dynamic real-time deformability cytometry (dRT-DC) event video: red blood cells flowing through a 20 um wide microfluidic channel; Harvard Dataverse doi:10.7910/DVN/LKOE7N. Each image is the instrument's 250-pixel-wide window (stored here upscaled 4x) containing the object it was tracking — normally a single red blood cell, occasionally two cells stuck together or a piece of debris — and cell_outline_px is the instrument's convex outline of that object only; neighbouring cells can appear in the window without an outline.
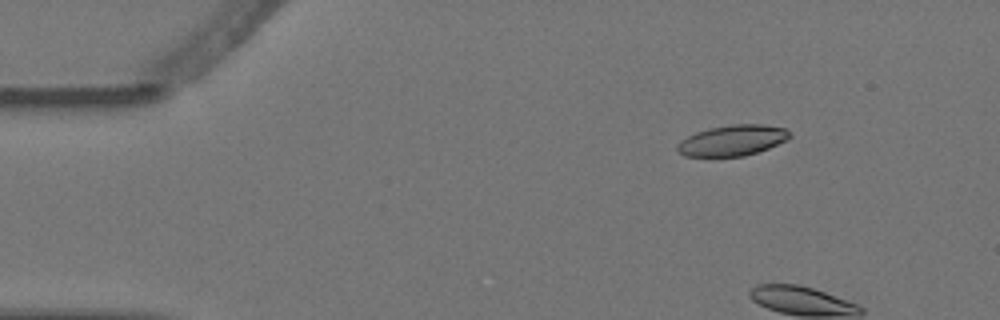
{"species": "Egyptian fruit bat (a non-hibernating species)", "species_latin": "Rousettus aegyptiacus", "temperature_condition": "warm", "stored_images_in_passage": 4, "camera_frame_rate_fps": 3000, "um_per_image_px": 0.085, "animal": {"sex": "female"}, "frame": {"image": 1, "passage_image": 1, "time_ms": 0.0, "image_size_px": [1000, 320], "cell_outline_px": [[792, 136], [788, 140], [768, 148], [744, 156], [684, 156], [676, 148], [676, 144], [680, 140], [696, 132], [708, 128], [732, 124], [764, 124], [784, 128]], "centroid_in_image_um": [62.25, 11.92], "position_along_channel_um": 22.7, "area_um2": 20.11}}
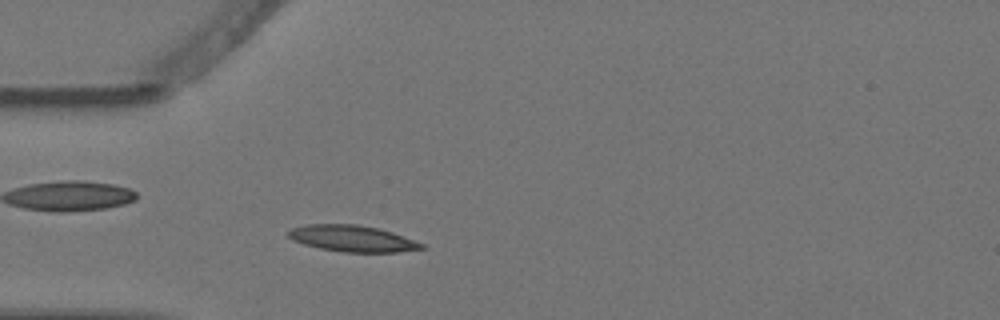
{"frame": {"image": 2, "passage_image": 4, "time_ms": 1.0, "image_size_px": [1000, 320], "cell_outline_px": [[428, 248], [396, 252], [344, 252], [320, 248], [304, 244], [292, 240], [288, 236], [288, 232], [292, 228], [308, 224], [360, 224], [380, 228], [392, 232], [424, 244]], "centroid_in_image_um": [29.97, 20.27], "position_along_channel_um": 55.0, "area_um2": 20.46}}